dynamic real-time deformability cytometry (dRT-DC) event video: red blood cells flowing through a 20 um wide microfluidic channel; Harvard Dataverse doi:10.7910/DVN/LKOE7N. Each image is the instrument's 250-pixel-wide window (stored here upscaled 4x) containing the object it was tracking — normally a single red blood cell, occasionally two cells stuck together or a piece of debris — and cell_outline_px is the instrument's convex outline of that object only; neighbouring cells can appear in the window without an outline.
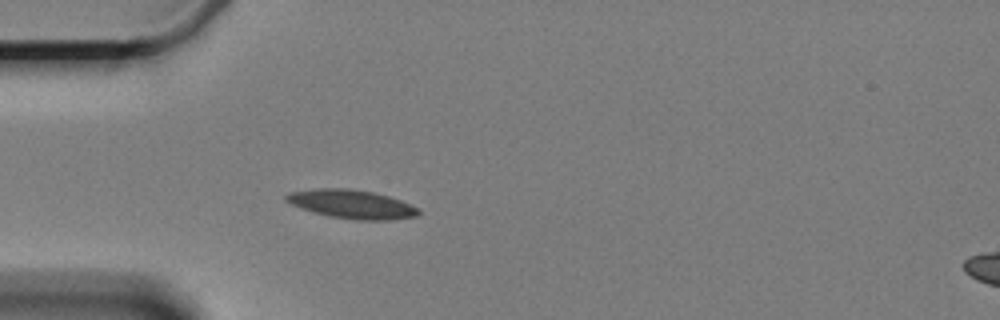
{"species": "Egyptian fruit bat (a non-hibernating species)", "species_latin": "Rousettus aegyptiacus", "temperature_condition": "cold", "stored_images_in_passage": 1, "camera_frame_rate_fps": 3000, "um_per_image_px": 0.085, "animal": {"sex": "female"}, "frame": {"image": 1, "passage_image": 1, "time_ms": 0.0, "image_size_px": [1000, 320], "cell_outline_px": [[420, 212], [416, 216], [388, 220], [356, 220], [328, 216], [312, 212], [300, 208], [284, 200], [284, 196], [288, 192], [320, 188], [348, 188], [372, 192], [388, 196], [400, 200], [420, 208]], "centroid_in_image_um": [29.87, 17.35], "position_along_channel_um": 55.1, "area_um2": 22.2}}